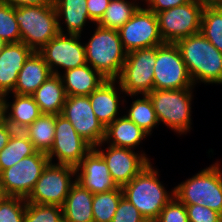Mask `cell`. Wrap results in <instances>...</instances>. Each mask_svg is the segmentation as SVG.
I'll return each instance as SVG.
<instances>
[{"instance_id": "obj_1", "label": "cell", "mask_w": 222, "mask_h": 222, "mask_svg": "<svg viewBox=\"0 0 222 222\" xmlns=\"http://www.w3.org/2000/svg\"><path fill=\"white\" fill-rule=\"evenodd\" d=\"M194 84H222V53L201 32L175 43Z\"/></svg>"}, {"instance_id": "obj_2", "label": "cell", "mask_w": 222, "mask_h": 222, "mask_svg": "<svg viewBox=\"0 0 222 222\" xmlns=\"http://www.w3.org/2000/svg\"><path fill=\"white\" fill-rule=\"evenodd\" d=\"M147 164L129 183L122 187L123 195L146 220H156L161 210L175 197L167 193L158 180V171Z\"/></svg>"}, {"instance_id": "obj_3", "label": "cell", "mask_w": 222, "mask_h": 222, "mask_svg": "<svg viewBox=\"0 0 222 222\" xmlns=\"http://www.w3.org/2000/svg\"><path fill=\"white\" fill-rule=\"evenodd\" d=\"M94 32L85 44L86 63L104 78L116 80L127 57L118 30L97 25Z\"/></svg>"}, {"instance_id": "obj_4", "label": "cell", "mask_w": 222, "mask_h": 222, "mask_svg": "<svg viewBox=\"0 0 222 222\" xmlns=\"http://www.w3.org/2000/svg\"><path fill=\"white\" fill-rule=\"evenodd\" d=\"M21 42L39 51L60 32L54 4L15 7Z\"/></svg>"}, {"instance_id": "obj_5", "label": "cell", "mask_w": 222, "mask_h": 222, "mask_svg": "<svg viewBox=\"0 0 222 222\" xmlns=\"http://www.w3.org/2000/svg\"><path fill=\"white\" fill-rule=\"evenodd\" d=\"M215 163L174 188L175 198L185 205H201L222 214V171Z\"/></svg>"}, {"instance_id": "obj_6", "label": "cell", "mask_w": 222, "mask_h": 222, "mask_svg": "<svg viewBox=\"0 0 222 222\" xmlns=\"http://www.w3.org/2000/svg\"><path fill=\"white\" fill-rule=\"evenodd\" d=\"M192 88L153 89L149 94L158 122L183 134L191 128Z\"/></svg>"}, {"instance_id": "obj_7", "label": "cell", "mask_w": 222, "mask_h": 222, "mask_svg": "<svg viewBox=\"0 0 222 222\" xmlns=\"http://www.w3.org/2000/svg\"><path fill=\"white\" fill-rule=\"evenodd\" d=\"M156 47L137 49L127 53L118 76L119 89L127 95H148L153 90Z\"/></svg>"}, {"instance_id": "obj_8", "label": "cell", "mask_w": 222, "mask_h": 222, "mask_svg": "<svg viewBox=\"0 0 222 222\" xmlns=\"http://www.w3.org/2000/svg\"><path fill=\"white\" fill-rule=\"evenodd\" d=\"M205 4L199 0H192L157 13L159 33L164 43H176L199 33Z\"/></svg>"}, {"instance_id": "obj_9", "label": "cell", "mask_w": 222, "mask_h": 222, "mask_svg": "<svg viewBox=\"0 0 222 222\" xmlns=\"http://www.w3.org/2000/svg\"><path fill=\"white\" fill-rule=\"evenodd\" d=\"M75 174L77 175L75 167L49 162L26 202L62 207L71 186L76 182L71 179Z\"/></svg>"}, {"instance_id": "obj_10", "label": "cell", "mask_w": 222, "mask_h": 222, "mask_svg": "<svg viewBox=\"0 0 222 222\" xmlns=\"http://www.w3.org/2000/svg\"><path fill=\"white\" fill-rule=\"evenodd\" d=\"M194 83L175 43L157 46L153 89L193 88Z\"/></svg>"}, {"instance_id": "obj_11", "label": "cell", "mask_w": 222, "mask_h": 222, "mask_svg": "<svg viewBox=\"0 0 222 222\" xmlns=\"http://www.w3.org/2000/svg\"><path fill=\"white\" fill-rule=\"evenodd\" d=\"M48 163L47 154L37 151L3 170L0 173V180L5 195L26 199Z\"/></svg>"}, {"instance_id": "obj_12", "label": "cell", "mask_w": 222, "mask_h": 222, "mask_svg": "<svg viewBox=\"0 0 222 222\" xmlns=\"http://www.w3.org/2000/svg\"><path fill=\"white\" fill-rule=\"evenodd\" d=\"M118 33L127 53L164 43L159 33L157 15L147 8L139 7Z\"/></svg>"}, {"instance_id": "obj_13", "label": "cell", "mask_w": 222, "mask_h": 222, "mask_svg": "<svg viewBox=\"0 0 222 222\" xmlns=\"http://www.w3.org/2000/svg\"><path fill=\"white\" fill-rule=\"evenodd\" d=\"M61 115L71 122L75 131L93 148L102 147L105 127L94 114L89 96H66Z\"/></svg>"}, {"instance_id": "obj_14", "label": "cell", "mask_w": 222, "mask_h": 222, "mask_svg": "<svg viewBox=\"0 0 222 222\" xmlns=\"http://www.w3.org/2000/svg\"><path fill=\"white\" fill-rule=\"evenodd\" d=\"M55 139L51 150L47 153L49 162L52 163L57 156L58 163L76 167L85 155L93 148L86 142L61 114L56 115Z\"/></svg>"}, {"instance_id": "obj_15", "label": "cell", "mask_w": 222, "mask_h": 222, "mask_svg": "<svg viewBox=\"0 0 222 222\" xmlns=\"http://www.w3.org/2000/svg\"><path fill=\"white\" fill-rule=\"evenodd\" d=\"M80 37L59 33L38 51L53 74L61 75L58 66L66 71L87 64L85 45L79 42Z\"/></svg>"}, {"instance_id": "obj_16", "label": "cell", "mask_w": 222, "mask_h": 222, "mask_svg": "<svg viewBox=\"0 0 222 222\" xmlns=\"http://www.w3.org/2000/svg\"><path fill=\"white\" fill-rule=\"evenodd\" d=\"M94 149L105 160L110 175L118 187L129 183L147 164L150 163L145 153H135L130 148L109 145L107 151Z\"/></svg>"}, {"instance_id": "obj_17", "label": "cell", "mask_w": 222, "mask_h": 222, "mask_svg": "<svg viewBox=\"0 0 222 222\" xmlns=\"http://www.w3.org/2000/svg\"><path fill=\"white\" fill-rule=\"evenodd\" d=\"M78 175L74 180L93 194L117 189L103 157L92 148L75 167Z\"/></svg>"}, {"instance_id": "obj_18", "label": "cell", "mask_w": 222, "mask_h": 222, "mask_svg": "<svg viewBox=\"0 0 222 222\" xmlns=\"http://www.w3.org/2000/svg\"><path fill=\"white\" fill-rule=\"evenodd\" d=\"M33 50L23 42L8 43L0 51V93L9 95L15 88L19 71Z\"/></svg>"}, {"instance_id": "obj_19", "label": "cell", "mask_w": 222, "mask_h": 222, "mask_svg": "<svg viewBox=\"0 0 222 222\" xmlns=\"http://www.w3.org/2000/svg\"><path fill=\"white\" fill-rule=\"evenodd\" d=\"M53 73L38 51H33L19 71L12 93L32 95Z\"/></svg>"}, {"instance_id": "obj_20", "label": "cell", "mask_w": 222, "mask_h": 222, "mask_svg": "<svg viewBox=\"0 0 222 222\" xmlns=\"http://www.w3.org/2000/svg\"><path fill=\"white\" fill-rule=\"evenodd\" d=\"M115 82L107 79L88 95L94 114L105 128L118 118L120 100Z\"/></svg>"}, {"instance_id": "obj_21", "label": "cell", "mask_w": 222, "mask_h": 222, "mask_svg": "<svg viewBox=\"0 0 222 222\" xmlns=\"http://www.w3.org/2000/svg\"><path fill=\"white\" fill-rule=\"evenodd\" d=\"M60 77L66 96H88L107 80L88 64L66 70Z\"/></svg>"}, {"instance_id": "obj_22", "label": "cell", "mask_w": 222, "mask_h": 222, "mask_svg": "<svg viewBox=\"0 0 222 222\" xmlns=\"http://www.w3.org/2000/svg\"><path fill=\"white\" fill-rule=\"evenodd\" d=\"M93 193L75 182L62 205L67 222H94L92 213Z\"/></svg>"}, {"instance_id": "obj_23", "label": "cell", "mask_w": 222, "mask_h": 222, "mask_svg": "<svg viewBox=\"0 0 222 222\" xmlns=\"http://www.w3.org/2000/svg\"><path fill=\"white\" fill-rule=\"evenodd\" d=\"M148 134L125 115L116 118L105 128L103 143L123 148H135ZM111 140V142H110Z\"/></svg>"}, {"instance_id": "obj_24", "label": "cell", "mask_w": 222, "mask_h": 222, "mask_svg": "<svg viewBox=\"0 0 222 222\" xmlns=\"http://www.w3.org/2000/svg\"><path fill=\"white\" fill-rule=\"evenodd\" d=\"M54 6L58 18V29L62 34H64V31L59 22L62 20L61 18H64L67 26L68 33L66 34L70 35L81 36L86 21L94 23L88 14L87 0H54Z\"/></svg>"}, {"instance_id": "obj_25", "label": "cell", "mask_w": 222, "mask_h": 222, "mask_svg": "<svg viewBox=\"0 0 222 222\" xmlns=\"http://www.w3.org/2000/svg\"><path fill=\"white\" fill-rule=\"evenodd\" d=\"M42 114L62 113L66 100L65 89L60 75L52 74L33 94Z\"/></svg>"}, {"instance_id": "obj_26", "label": "cell", "mask_w": 222, "mask_h": 222, "mask_svg": "<svg viewBox=\"0 0 222 222\" xmlns=\"http://www.w3.org/2000/svg\"><path fill=\"white\" fill-rule=\"evenodd\" d=\"M12 104L6 100V122L15 130H25L42 113L32 95H20L13 93ZM10 106V107H9Z\"/></svg>"}, {"instance_id": "obj_27", "label": "cell", "mask_w": 222, "mask_h": 222, "mask_svg": "<svg viewBox=\"0 0 222 222\" xmlns=\"http://www.w3.org/2000/svg\"><path fill=\"white\" fill-rule=\"evenodd\" d=\"M56 115L41 114L23 133L33 143L37 151L48 153L55 139Z\"/></svg>"}, {"instance_id": "obj_28", "label": "cell", "mask_w": 222, "mask_h": 222, "mask_svg": "<svg viewBox=\"0 0 222 222\" xmlns=\"http://www.w3.org/2000/svg\"><path fill=\"white\" fill-rule=\"evenodd\" d=\"M36 152L33 143L23 131H15L7 145L0 151V173Z\"/></svg>"}, {"instance_id": "obj_29", "label": "cell", "mask_w": 222, "mask_h": 222, "mask_svg": "<svg viewBox=\"0 0 222 222\" xmlns=\"http://www.w3.org/2000/svg\"><path fill=\"white\" fill-rule=\"evenodd\" d=\"M200 32L222 53V3L205 4Z\"/></svg>"}, {"instance_id": "obj_30", "label": "cell", "mask_w": 222, "mask_h": 222, "mask_svg": "<svg viewBox=\"0 0 222 222\" xmlns=\"http://www.w3.org/2000/svg\"><path fill=\"white\" fill-rule=\"evenodd\" d=\"M127 0L110 1L101 19L96 25L119 30L138 10V3Z\"/></svg>"}, {"instance_id": "obj_31", "label": "cell", "mask_w": 222, "mask_h": 222, "mask_svg": "<svg viewBox=\"0 0 222 222\" xmlns=\"http://www.w3.org/2000/svg\"><path fill=\"white\" fill-rule=\"evenodd\" d=\"M123 196L122 187L93 194L92 213L94 222H111Z\"/></svg>"}, {"instance_id": "obj_32", "label": "cell", "mask_w": 222, "mask_h": 222, "mask_svg": "<svg viewBox=\"0 0 222 222\" xmlns=\"http://www.w3.org/2000/svg\"><path fill=\"white\" fill-rule=\"evenodd\" d=\"M125 116L148 135H151L152 129L159 123L153 103L148 95H143L142 99L133 101L128 114Z\"/></svg>"}, {"instance_id": "obj_33", "label": "cell", "mask_w": 222, "mask_h": 222, "mask_svg": "<svg viewBox=\"0 0 222 222\" xmlns=\"http://www.w3.org/2000/svg\"><path fill=\"white\" fill-rule=\"evenodd\" d=\"M0 37L7 43L21 42V34L15 19V7L0 0Z\"/></svg>"}, {"instance_id": "obj_34", "label": "cell", "mask_w": 222, "mask_h": 222, "mask_svg": "<svg viewBox=\"0 0 222 222\" xmlns=\"http://www.w3.org/2000/svg\"><path fill=\"white\" fill-rule=\"evenodd\" d=\"M62 218L60 206L27 202L23 222H58Z\"/></svg>"}, {"instance_id": "obj_35", "label": "cell", "mask_w": 222, "mask_h": 222, "mask_svg": "<svg viewBox=\"0 0 222 222\" xmlns=\"http://www.w3.org/2000/svg\"><path fill=\"white\" fill-rule=\"evenodd\" d=\"M26 205L25 198L5 196L0 201V222H23Z\"/></svg>"}, {"instance_id": "obj_36", "label": "cell", "mask_w": 222, "mask_h": 222, "mask_svg": "<svg viewBox=\"0 0 222 222\" xmlns=\"http://www.w3.org/2000/svg\"><path fill=\"white\" fill-rule=\"evenodd\" d=\"M156 222H189L185 204L175 197L161 210Z\"/></svg>"}, {"instance_id": "obj_37", "label": "cell", "mask_w": 222, "mask_h": 222, "mask_svg": "<svg viewBox=\"0 0 222 222\" xmlns=\"http://www.w3.org/2000/svg\"><path fill=\"white\" fill-rule=\"evenodd\" d=\"M145 220L138 209L123 196L111 222H144Z\"/></svg>"}, {"instance_id": "obj_38", "label": "cell", "mask_w": 222, "mask_h": 222, "mask_svg": "<svg viewBox=\"0 0 222 222\" xmlns=\"http://www.w3.org/2000/svg\"><path fill=\"white\" fill-rule=\"evenodd\" d=\"M189 222H222V214L201 205H185Z\"/></svg>"}, {"instance_id": "obj_39", "label": "cell", "mask_w": 222, "mask_h": 222, "mask_svg": "<svg viewBox=\"0 0 222 222\" xmlns=\"http://www.w3.org/2000/svg\"><path fill=\"white\" fill-rule=\"evenodd\" d=\"M147 2V9L153 11L155 14L171 9L176 6L184 5L192 0H145Z\"/></svg>"}, {"instance_id": "obj_40", "label": "cell", "mask_w": 222, "mask_h": 222, "mask_svg": "<svg viewBox=\"0 0 222 222\" xmlns=\"http://www.w3.org/2000/svg\"><path fill=\"white\" fill-rule=\"evenodd\" d=\"M110 0H87L89 17L97 23L106 11Z\"/></svg>"}, {"instance_id": "obj_41", "label": "cell", "mask_w": 222, "mask_h": 222, "mask_svg": "<svg viewBox=\"0 0 222 222\" xmlns=\"http://www.w3.org/2000/svg\"><path fill=\"white\" fill-rule=\"evenodd\" d=\"M13 7L29 6V5H50L54 4V0H3Z\"/></svg>"}, {"instance_id": "obj_42", "label": "cell", "mask_w": 222, "mask_h": 222, "mask_svg": "<svg viewBox=\"0 0 222 222\" xmlns=\"http://www.w3.org/2000/svg\"><path fill=\"white\" fill-rule=\"evenodd\" d=\"M15 130L6 122L0 125V151L7 145Z\"/></svg>"}, {"instance_id": "obj_43", "label": "cell", "mask_w": 222, "mask_h": 222, "mask_svg": "<svg viewBox=\"0 0 222 222\" xmlns=\"http://www.w3.org/2000/svg\"><path fill=\"white\" fill-rule=\"evenodd\" d=\"M6 95L0 93V125L6 123Z\"/></svg>"}, {"instance_id": "obj_44", "label": "cell", "mask_w": 222, "mask_h": 222, "mask_svg": "<svg viewBox=\"0 0 222 222\" xmlns=\"http://www.w3.org/2000/svg\"><path fill=\"white\" fill-rule=\"evenodd\" d=\"M206 4L222 3V0H199Z\"/></svg>"}, {"instance_id": "obj_45", "label": "cell", "mask_w": 222, "mask_h": 222, "mask_svg": "<svg viewBox=\"0 0 222 222\" xmlns=\"http://www.w3.org/2000/svg\"><path fill=\"white\" fill-rule=\"evenodd\" d=\"M8 43L0 37V51L7 45Z\"/></svg>"}, {"instance_id": "obj_46", "label": "cell", "mask_w": 222, "mask_h": 222, "mask_svg": "<svg viewBox=\"0 0 222 222\" xmlns=\"http://www.w3.org/2000/svg\"><path fill=\"white\" fill-rule=\"evenodd\" d=\"M5 193L2 188L1 180H0V201L5 197Z\"/></svg>"}, {"instance_id": "obj_47", "label": "cell", "mask_w": 222, "mask_h": 222, "mask_svg": "<svg viewBox=\"0 0 222 222\" xmlns=\"http://www.w3.org/2000/svg\"><path fill=\"white\" fill-rule=\"evenodd\" d=\"M144 222H156V220H145Z\"/></svg>"}, {"instance_id": "obj_48", "label": "cell", "mask_w": 222, "mask_h": 222, "mask_svg": "<svg viewBox=\"0 0 222 222\" xmlns=\"http://www.w3.org/2000/svg\"><path fill=\"white\" fill-rule=\"evenodd\" d=\"M58 222H67L64 218H62L60 221Z\"/></svg>"}]
</instances>
